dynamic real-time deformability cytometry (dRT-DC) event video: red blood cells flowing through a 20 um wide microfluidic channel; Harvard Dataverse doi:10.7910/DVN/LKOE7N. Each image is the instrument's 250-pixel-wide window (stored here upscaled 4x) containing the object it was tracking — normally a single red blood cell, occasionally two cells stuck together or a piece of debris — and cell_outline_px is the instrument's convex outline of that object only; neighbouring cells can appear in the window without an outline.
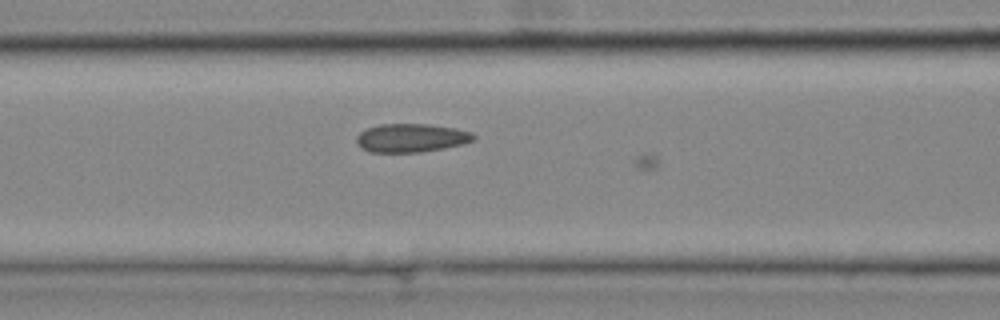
{"species": "common noctule bat (a hibernating species)", "species_latin": "Nyctalus noctula", "temperature_condition": "cold", "stored_images_in_passage": 21, "camera_frame_rate_fps": 3000, "um_per_image_px": 0.085, "animal": {"sex": "female", "body_mass_g": 25.1}, "frame": {"image": 1, "passage_image": 20, "time_ms": 6.333, "image_size_px": [1000, 320], "cell_outline_px": [[476, 140], [444, 148], [420, 152], [368, 152], [360, 148], [356, 140], [356, 136], [360, 132], [368, 128], [380, 124], [428, 124], [456, 128], [472, 132], [476, 136]], "centroid_in_image_um": [34.95, 11.72], "position_along_channel_um": 131.6, "area_um2": 19.54}}